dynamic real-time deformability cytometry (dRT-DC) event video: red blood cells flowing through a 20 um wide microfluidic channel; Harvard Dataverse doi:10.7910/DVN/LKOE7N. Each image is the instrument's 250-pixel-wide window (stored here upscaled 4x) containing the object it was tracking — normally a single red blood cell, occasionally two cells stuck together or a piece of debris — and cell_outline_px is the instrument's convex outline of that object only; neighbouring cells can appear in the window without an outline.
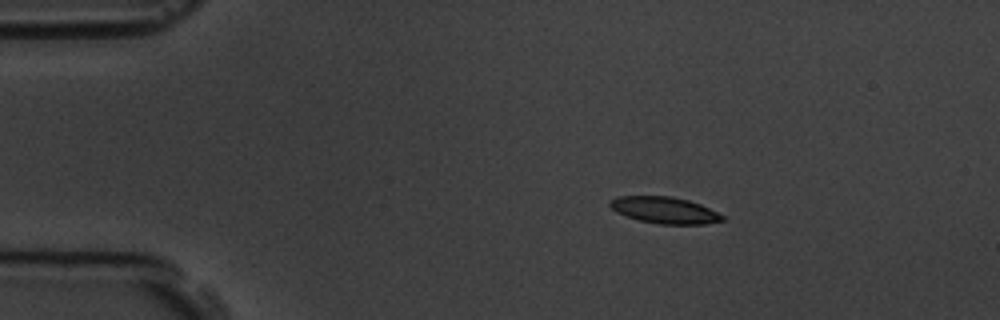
{"species": "common noctule bat (a hibernating species)", "species_latin": "Nyctalus noctula", "temperature_condition": "room temperature", "stored_images_in_passage": 5, "segment_of_instrument_passage": [1, 2], "camera_frame_rate_fps": 3000, "um_per_image_px": 0.085, "animal": {"sex": "male", "body_mass_g": 19.5, "forearm_length_mm": 54.6}, "frame": {"image": 1, "passage_image": 2, "time_ms": 2.0, "image_size_px": [1000, 320], "cell_outline_px": [[724, 220], [704, 224], [660, 224], [640, 220], [616, 212], [608, 204], [616, 196], [672, 196], [688, 200], [700, 204], [724, 216]], "centroid_in_image_um": [56.48, 17.86], "position_along_channel_um": 28.5, "area_um2": 17.17}}